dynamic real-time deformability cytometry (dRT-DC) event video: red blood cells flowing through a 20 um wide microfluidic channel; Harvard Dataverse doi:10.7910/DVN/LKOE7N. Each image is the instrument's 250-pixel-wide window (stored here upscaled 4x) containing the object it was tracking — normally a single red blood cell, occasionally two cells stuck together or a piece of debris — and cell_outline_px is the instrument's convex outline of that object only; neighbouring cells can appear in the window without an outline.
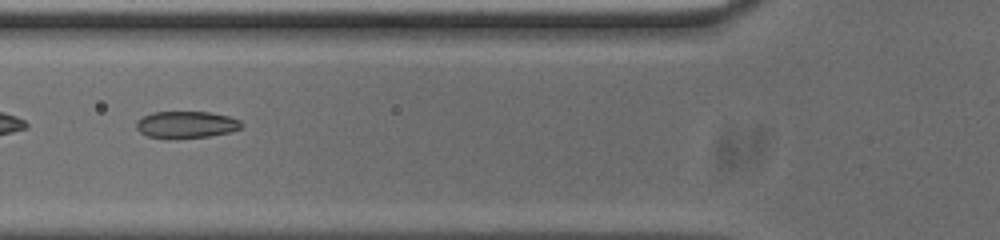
{"species": "common noctule bat (a hibernating species)", "species_latin": "Nyctalus noctula", "temperature_condition": "cold", "stored_images_in_passage": 37, "camera_frame_rate_fps": 3000, "um_per_image_px": 0.085, "animal": {"sex": "male", "body_mass_g": 20.0, "forearm_length_mm": 53.3}, "frame": {"image": 1, "passage_image": 4, "time_ms": 1.0, "image_size_px": [1000, 240], "cell_outline_px": [[244, 128], [232, 132], [208, 136], [148, 136], [140, 132], [136, 128], [136, 120], [152, 112], [212, 112], [228, 116], [240, 120], [244, 124]], "centroid_in_image_um": [15.91, 10.55], "position_along_channel_um": 109.9, "area_um2": 16.07}}
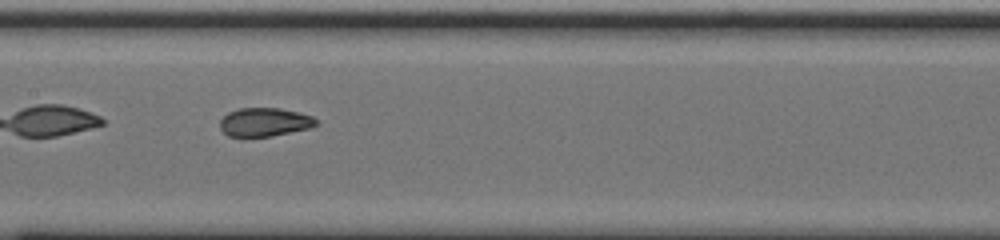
{"frame": {"image": 2, "passage_image": 10, "time_ms": 3.0, "image_size_px": [1000, 240], "cell_outline_px": [[320, 124], [308, 128], [272, 136], [244, 140], [228, 136], [220, 128], [220, 120], [228, 112], [240, 108], [280, 108], [312, 116]], "centroid_in_image_um": [22.43, 10.42], "position_along_channel_um": 185.0, "area_um2": 16.47}}
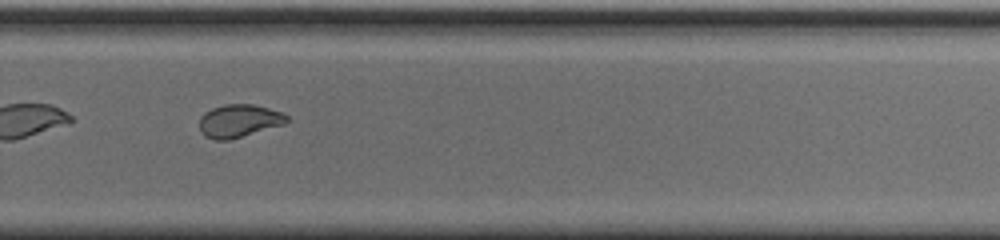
{"frame": {"image": 3, "passage_image": 20, "time_ms": 6.333, "image_size_px": [1000, 240], "cell_outline_px": [[288, 120], [284, 124], [228, 140], [216, 140], [204, 136], [200, 132], [200, 116], [204, 112], [212, 108], [224, 104], [252, 104], [268, 108], [280, 112], [288, 116]], "centroid_in_image_um": [20.27, 10.27], "position_along_channel_um": 309.5, "area_um2": 16.65}}